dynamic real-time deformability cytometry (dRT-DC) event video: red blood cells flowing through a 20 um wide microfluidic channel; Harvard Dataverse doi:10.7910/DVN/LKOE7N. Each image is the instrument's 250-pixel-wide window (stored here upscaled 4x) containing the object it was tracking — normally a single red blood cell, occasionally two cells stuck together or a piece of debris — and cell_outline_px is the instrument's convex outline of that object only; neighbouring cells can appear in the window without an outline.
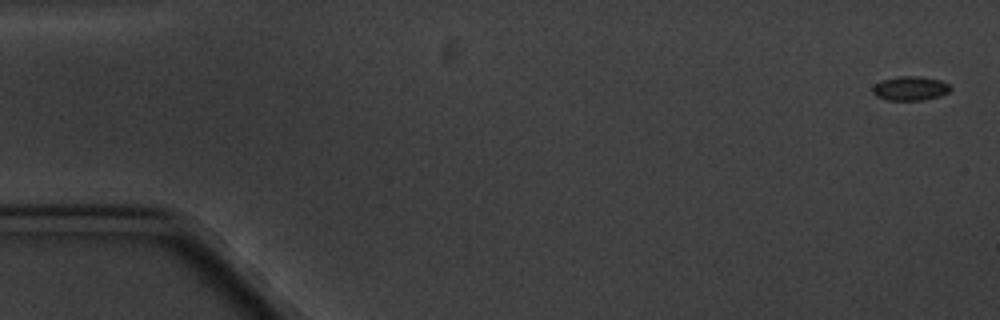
{"species": "common noctule bat (a hibernating species)", "species_latin": "Nyctalus noctula", "temperature_condition": "cold", "stored_images_in_passage": 11, "camera_frame_rate_fps": 3000, "um_per_image_px": 0.085, "animal": {"sex": "male", "body_mass_g": 20.1, "forearm_length_mm": 53.5}, "frame": {"image": 1, "passage_image": 1, "time_ms": 0.0, "image_size_px": [1000, 320], "cell_outline_px": [[952, 88], [948, 92], [940, 96], [924, 100], [888, 100], [876, 96], [872, 92], [872, 88], [876, 84], [884, 80], [896, 76], [920, 76], [940, 80], [948, 84]], "centroid_in_image_um": [77.39, 7.51], "position_along_channel_um": 7.6, "area_um2": 10.92}}
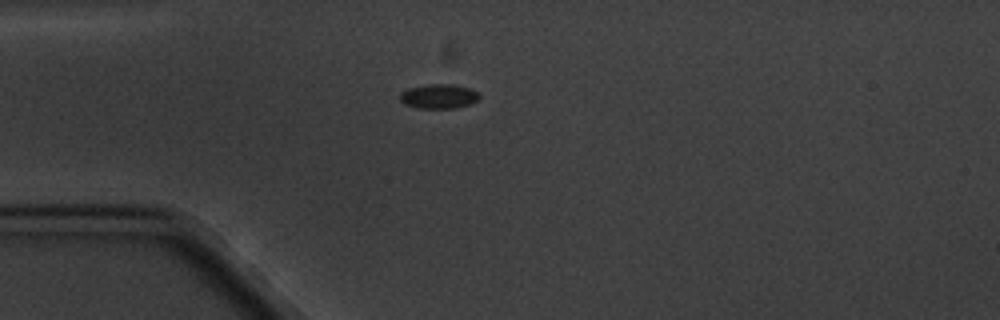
{"frame": {"image": 2, "passage_image": 5, "time_ms": 4.667, "image_size_px": [1000, 320], "cell_outline_px": [[480, 96], [476, 100], [468, 104], [456, 108], [416, 108], [404, 104], [400, 100], [400, 92], [408, 88], [428, 84], [452, 84], [468, 88], [476, 92]], "centroid_in_image_um": [37.23, 8.19], "position_along_channel_um": 47.8, "area_um2": 11.21}}
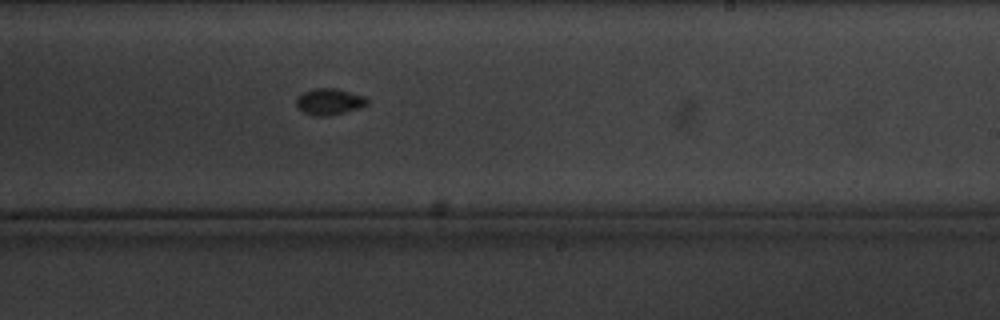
{"frame": {"image": 3, "passage_image": 11, "time_ms": 11.333, "image_size_px": [1000, 320], "cell_outline_px": [[368, 104], [360, 108], [328, 116], [312, 116], [296, 108], [296, 96], [312, 88], [332, 88], [364, 96], [368, 100]], "centroid_in_image_um": [27.94, 8.65], "position_along_channel_um": 261.1, "area_um2": 10.92}}